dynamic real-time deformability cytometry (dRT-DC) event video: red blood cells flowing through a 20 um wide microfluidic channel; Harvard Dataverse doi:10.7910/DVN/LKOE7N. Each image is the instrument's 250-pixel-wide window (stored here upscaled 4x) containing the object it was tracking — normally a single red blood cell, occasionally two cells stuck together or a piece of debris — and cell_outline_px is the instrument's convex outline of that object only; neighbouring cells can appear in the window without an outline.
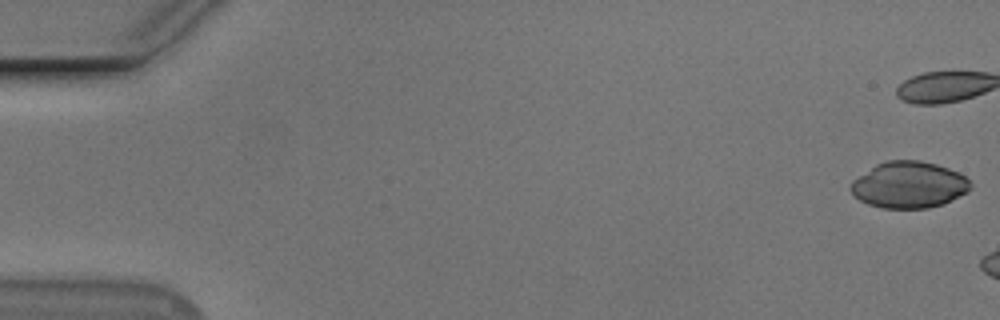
{"species": "Egyptian fruit bat (a non-hibernating species)", "species_latin": "Rousettus aegyptiacus", "temperature_condition": "cold", "stored_images_in_passage": 7, "camera_frame_rate_fps": 3000, "um_per_image_px": 0.085, "animal": {"sex": "male"}, "frame": {"image": 1, "passage_image": 1, "time_ms": 0.0, "image_size_px": [1000, 320], "cell_outline_px": [[972, 188], [968, 192], [944, 204], [928, 208], [884, 208], [868, 204], [860, 200], [848, 188], [852, 180], [876, 164], [888, 160], [920, 160], [936, 164], [948, 168], [964, 176], [972, 184]], "centroid_in_image_um": [77.26, 15.71], "position_along_channel_um": 7.7, "area_um2": 32.48}}